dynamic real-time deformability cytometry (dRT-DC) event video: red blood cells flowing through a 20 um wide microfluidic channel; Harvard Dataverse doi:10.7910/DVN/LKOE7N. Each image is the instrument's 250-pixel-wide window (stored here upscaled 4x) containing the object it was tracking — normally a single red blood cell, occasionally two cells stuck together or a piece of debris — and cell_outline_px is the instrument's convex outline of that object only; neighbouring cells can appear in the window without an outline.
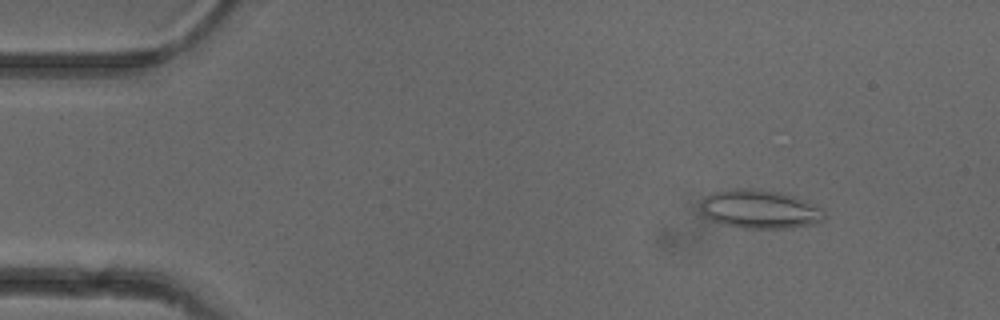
{"species": "common noctule bat (a hibernating species)", "species_latin": "Nyctalus noctula", "temperature_condition": "cold", "stored_images_in_passage": 51, "camera_frame_rate_fps": 3000, "um_per_image_px": 0.085, "animal": {"sex": "female"}, "frame": {"image": 1, "passage_image": 6, "time_ms": 1.667, "image_size_px": [1000, 320], "cell_outline_px": [[824, 220], [816, 224], [792, 228], [740, 228], [724, 224], [712, 220], [704, 216], [700, 212], [700, 204], [704, 196], [712, 192], [732, 188], [752, 188], [780, 192], [796, 196], [820, 208], [824, 212]], "centroid_in_image_um": [64.55, 17.78], "position_along_channel_um": 20.5, "area_um2": 28.26}}
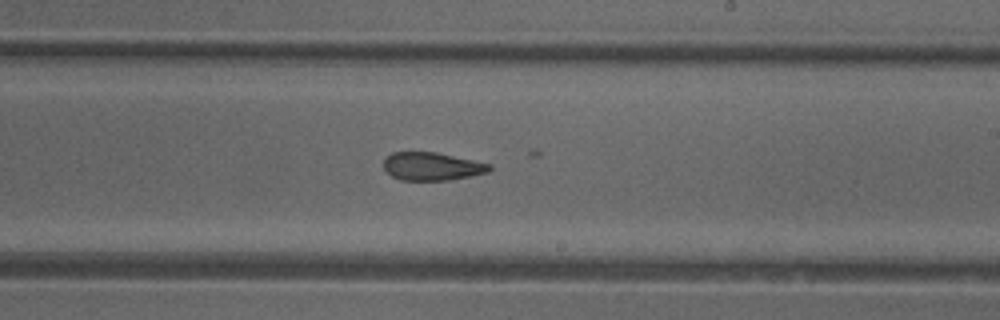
{"frame": {"image": 2, "passage_image": 30, "time_ms": 9.667, "image_size_px": [1000, 320], "cell_outline_px": [[492, 168], [488, 172], [448, 180], [400, 180], [392, 176], [384, 168], [384, 160], [392, 152], [436, 152], [492, 164]], "centroid_in_image_um": [36.72, 14.14], "position_along_channel_um": 252.3, "area_um2": 17.17}}
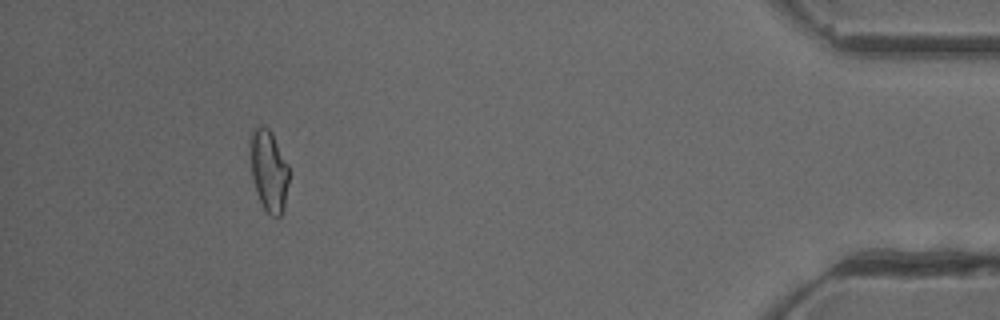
{"frame": {"image": 3, "passage_image": 47, "time_ms": 15.333, "image_size_px": [1000, 320], "cell_outline_px": [[288, 184], [284, 212], [280, 216], [272, 216], [264, 208], [256, 192], [252, 176], [248, 144], [248, 140], [252, 132], [260, 124], [268, 128], [272, 132], [288, 164]], "centroid_in_image_um": [22.83, 14.47], "position_along_channel_um": 412.4, "area_um2": 18.67}}